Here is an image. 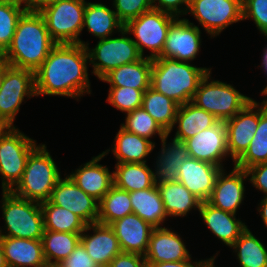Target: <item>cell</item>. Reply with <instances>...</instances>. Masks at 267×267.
<instances>
[{
	"label": "cell",
	"mask_w": 267,
	"mask_h": 267,
	"mask_svg": "<svg viewBox=\"0 0 267 267\" xmlns=\"http://www.w3.org/2000/svg\"><path fill=\"white\" fill-rule=\"evenodd\" d=\"M89 55L81 44H56L34 72L36 97L61 96L80 101L92 94Z\"/></svg>",
	"instance_id": "cell-1"
},
{
	"label": "cell",
	"mask_w": 267,
	"mask_h": 267,
	"mask_svg": "<svg viewBox=\"0 0 267 267\" xmlns=\"http://www.w3.org/2000/svg\"><path fill=\"white\" fill-rule=\"evenodd\" d=\"M56 44L43 16L26 10L17 22L10 46L1 56L11 67L35 72Z\"/></svg>",
	"instance_id": "cell-2"
},
{
	"label": "cell",
	"mask_w": 267,
	"mask_h": 267,
	"mask_svg": "<svg viewBox=\"0 0 267 267\" xmlns=\"http://www.w3.org/2000/svg\"><path fill=\"white\" fill-rule=\"evenodd\" d=\"M212 69L173 58H155L152 59L151 88L183 105L192 101L199 83Z\"/></svg>",
	"instance_id": "cell-3"
},
{
	"label": "cell",
	"mask_w": 267,
	"mask_h": 267,
	"mask_svg": "<svg viewBox=\"0 0 267 267\" xmlns=\"http://www.w3.org/2000/svg\"><path fill=\"white\" fill-rule=\"evenodd\" d=\"M46 144H39L29 155L21 181L12 192L21 198L42 203L51 198L62 177Z\"/></svg>",
	"instance_id": "cell-4"
},
{
	"label": "cell",
	"mask_w": 267,
	"mask_h": 267,
	"mask_svg": "<svg viewBox=\"0 0 267 267\" xmlns=\"http://www.w3.org/2000/svg\"><path fill=\"white\" fill-rule=\"evenodd\" d=\"M0 204L4 221L0 236L42 239L44 222L39 202L18 197L12 191H2Z\"/></svg>",
	"instance_id": "cell-5"
},
{
	"label": "cell",
	"mask_w": 267,
	"mask_h": 267,
	"mask_svg": "<svg viewBox=\"0 0 267 267\" xmlns=\"http://www.w3.org/2000/svg\"><path fill=\"white\" fill-rule=\"evenodd\" d=\"M212 71L199 83L192 103L218 120L225 121L242 110L253 98L238 91L233 84L212 79Z\"/></svg>",
	"instance_id": "cell-6"
},
{
	"label": "cell",
	"mask_w": 267,
	"mask_h": 267,
	"mask_svg": "<svg viewBox=\"0 0 267 267\" xmlns=\"http://www.w3.org/2000/svg\"><path fill=\"white\" fill-rule=\"evenodd\" d=\"M36 140L16 126H8L0 135L1 190L12 191L21 181L27 159L38 146Z\"/></svg>",
	"instance_id": "cell-7"
},
{
	"label": "cell",
	"mask_w": 267,
	"mask_h": 267,
	"mask_svg": "<svg viewBox=\"0 0 267 267\" xmlns=\"http://www.w3.org/2000/svg\"><path fill=\"white\" fill-rule=\"evenodd\" d=\"M86 3L87 0H60L39 11L51 38L57 44L90 45L89 41L80 38Z\"/></svg>",
	"instance_id": "cell-8"
},
{
	"label": "cell",
	"mask_w": 267,
	"mask_h": 267,
	"mask_svg": "<svg viewBox=\"0 0 267 267\" xmlns=\"http://www.w3.org/2000/svg\"><path fill=\"white\" fill-rule=\"evenodd\" d=\"M123 28L118 36L98 40L94 47L86 46L92 74L101 80L119 66L138 61L142 58L137 45Z\"/></svg>",
	"instance_id": "cell-9"
},
{
	"label": "cell",
	"mask_w": 267,
	"mask_h": 267,
	"mask_svg": "<svg viewBox=\"0 0 267 267\" xmlns=\"http://www.w3.org/2000/svg\"><path fill=\"white\" fill-rule=\"evenodd\" d=\"M176 19L171 14L151 9L128 21L124 29L133 35L142 57L155 59L161 56L169 27ZM145 48L150 51L149 54L144 53Z\"/></svg>",
	"instance_id": "cell-10"
},
{
	"label": "cell",
	"mask_w": 267,
	"mask_h": 267,
	"mask_svg": "<svg viewBox=\"0 0 267 267\" xmlns=\"http://www.w3.org/2000/svg\"><path fill=\"white\" fill-rule=\"evenodd\" d=\"M187 14L210 38H216L230 25L242 21V0H190Z\"/></svg>",
	"instance_id": "cell-11"
},
{
	"label": "cell",
	"mask_w": 267,
	"mask_h": 267,
	"mask_svg": "<svg viewBox=\"0 0 267 267\" xmlns=\"http://www.w3.org/2000/svg\"><path fill=\"white\" fill-rule=\"evenodd\" d=\"M26 97L28 100L36 97L34 72L10 66L0 88V121L15 126L14 121L20 106L27 101Z\"/></svg>",
	"instance_id": "cell-12"
},
{
	"label": "cell",
	"mask_w": 267,
	"mask_h": 267,
	"mask_svg": "<svg viewBox=\"0 0 267 267\" xmlns=\"http://www.w3.org/2000/svg\"><path fill=\"white\" fill-rule=\"evenodd\" d=\"M201 34L198 25L185 17L177 18L169 27L162 54L158 58L192 63L201 51Z\"/></svg>",
	"instance_id": "cell-13"
},
{
	"label": "cell",
	"mask_w": 267,
	"mask_h": 267,
	"mask_svg": "<svg viewBox=\"0 0 267 267\" xmlns=\"http://www.w3.org/2000/svg\"><path fill=\"white\" fill-rule=\"evenodd\" d=\"M190 158L205 161L222 169L229 156L227 148V130L224 121H219L211 128L200 131L185 142Z\"/></svg>",
	"instance_id": "cell-14"
},
{
	"label": "cell",
	"mask_w": 267,
	"mask_h": 267,
	"mask_svg": "<svg viewBox=\"0 0 267 267\" xmlns=\"http://www.w3.org/2000/svg\"><path fill=\"white\" fill-rule=\"evenodd\" d=\"M224 122L227 130V148L233 166L248 149L256 132L259 124V102L253 99Z\"/></svg>",
	"instance_id": "cell-15"
},
{
	"label": "cell",
	"mask_w": 267,
	"mask_h": 267,
	"mask_svg": "<svg viewBox=\"0 0 267 267\" xmlns=\"http://www.w3.org/2000/svg\"><path fill=\"white\" fill-rule=\"evenodd\" d=\"M247 181L249 178L244 169L237 168L235 165L229 170V173L225 168L221 169L217 175L212 195L207 202L215 208L237 214L246 197L245 182Z\"/></svg>",
	"instance_id": "cell-16"
},
{
	"label": "cell",
	"mask_w": 267,
	"mask_h": 267,
	"mask_svg": "<svg viewBox=\"0 0 267 267\" xmlns=\"http://www.w3.org/2000/svg\"><path fill=\"white\" fill-rule=\"evenodd\" d=\"M50 201L78 215L86 224L97 222L99 202L79 188L66 172L56 183Z\"/></svg>",
	"instance_id": "cell-17"
},
{
	"label": "cell",
	"mask_w": 267,
	"mask_h": 267,
	"mask_svg": "<svg viewBox=\"0 0 267 267\" xmlns=\"http://www.w3.org/2000/svg\"><path fill=\"white\" fill-rule=\"evenodd\" d=\"M184 241L181 234L172 230L171 227L154 228L144 258L147 263L187 260L192 254Z\"/></svg>",
	"instance_id": "cell-18"
},
{
	"label": "cell",
	"mask_w": 267,
	"mask_h": 267,
	"mask_svg": "<svg viewBox=\"0 0 267 267\" xmlns=\"http://www.w3.org/2000/svg\"><path fill=\"white\" fill-rule=\"evenodd\" d=\"M81 243L100 267H107L111 260L122 252L112 227L99 222L85 226L81 233Z\"/></svg>",
	"instance_id": "cell-19"
},
{
	"label": "cell",
	"mask_w": 267,
	"mask_h": 267,
	"mask_svg": "<svg viewBox=\"0 0 267 267\" xmlns=\"http://www.w3.org/2000/svg\"><path fill=\"white\" fill-rule=\"evenodd\" d=\"M103 158L105 156L99 153L67 174L79 188L98 202L114 185L113 171L99 163Z\"/></svg>",
	"instance_id": "cell-20"
},
{
	"label": "cell",
	"mask_w": 267,
	"mask_h": 267,
	"mask_svg": "<svg viewBox=\"0 0 267 267\" xmlns=\"http://www.w3.org/2000/svg\"><path fill=\"white\" fill-rule=\"evenodd\" d=\"M221 167L211 163L188 158L180 167L178 182L182 183L202 202L212 195L214 184Z\"/></svg>",
	"instance_id": "cell-21"
},
{
	"label": "cell",
	"mask_w": 267,
	"mask_h": 267,
	"mask_svg": "<svg viewBox=\"0 0 267 267\" xmlns=\"http://www.w3.org/2000/svg\"><path fill=\"white\" fill-rule=\"evenodd\" d=\"M122 252L145 255L154 227L137 214H129L110 224Z\"/></svg>",
	"instance_id": "cell-22"
},
{
	"label": "cell",
	"mask_w": 267,
	"mask_h": 267,
	"mask_svg": "<svg viewBox=\"0 0 267 267\" xmlns=\"http://www.w3.org/2000/svg\"><path fill=\"white\" fill-rule=\"evenodd\" d=\"M199 215L205 227L228 248L248 227L245 221L243 222L239 217L236 218L237 214L215 208L207 201L201 203Z\"/></svg>",
	"instance_id": "cell-23"
},
{
	"label": "cell",
	"mask_w": 267,
	"mask_h": 267,
	"mask_svg": "<svg viewBox=\"0 0 267 267\" xmlns=\"http://www.w3.org/2000/svg\"><path fill=\"white\" fill-rule=\"evenodd\" d=\"M166 134L160 141L161 148L158 155H155L154 161L155 185H161L168 182H177L179 167L189 158L186 145L183 141L170 138ZM169 141V142H168Z\"/></svg>",
	"instance_id": "cell-24"
},
{
	"label": "cell",
	"mask_w": 267,
	"mask_h": 267,
	"mask_svg": "<svg viewBox=\"0 0 267 267\" xmlns=\"http://www.w3.org/2000/svg\"><path fill=\"white\" fill-rule=\"evenodd\" d=\"M156 144L151 140L126 131L121 126L114 137L111 149L101 152L107 156L110 152L119 163H146V157L154 151Z\"/></svg>",
	"instance_id": "cell-25"
},
{
	"label": "cell",
	"mask_w": 267,
	"mask_h": 267,
	"mask_svg": "<svg viewBox=\"0 0 267 267\" xmlns=\"http://www.w3.org/2000/svg\"><path fill=\"white\" fill-rule=\"evenodd\" d=\"M8 267H38L45 262L42 241L0 236Z\"/></svg>",
	"instance_id": "cell-26"
},
{
	"label": "cell",
	"mask_w": 267,
	"mask_h": 267,
	"mask_svg": "<svg viewBox=\"0 0 267 267\" xmlns=\"http://www.w3.org/2000/svg\"><path fill=\"white\" fill-rule=\"evenodd\" d=\"M112 7L105 3L88 2L85 6L83 30L102 40L119 33L124 24L118 19Z\"/></svg>",
	"instance_id": "cell-27"
},
{
	"label": "cell",
	"mask_w": 267,
	"mask_h": 267,
	"mask_svg": "<svg viewBox=\"0 0 267 267\" xmlns=\"http://www.w3.org/2000/svg\"><path fill=\"white\" fill-rule=\"evenodd\" d=\"M152 59L142 57L138 61L127 63L106 74L100 81L109 87H129L147 90L151 87Z\"/></svg>",
	"instance_id": "cell-28"
},
{
	"label": "cell",
	"mask_w": 267,
	"mask_h": 267,
	"mask_svg": "<svg viewBox=\"0 0 267 267\" xmlns=\"http://www.w3.org/2000/svg\"><path fill=\"white\" fill-rule=\"evenodd\" d=\"M219 121L206 110L192 102H187L178 106L173 126V129L176 127V132L173 138L185 142L200 131L213 127Z\"/></svg>",
	"instance_id": "cell-29"
},
{
	"label": "cell",
	"mask_w": 267,
	"mask_h": 267,
	"mask_svg": "<svg viewBox=\"0 0 267 267\" xmlns=\"http://www.w3.org/2000/svg\"><path fill=\"white\" fill-rule=\"evenodd\" d=\"M169 218L187 217L200 209L202 201L193 195L182 183L168 182L157 186Z\"/></svg>",
	"instance_id": "cell-30"
},
{
	"label": "cell",
	"mask_w": 267,
	"mask_h": 267,
	"mask_svg": "<svg viewBox=\"0 0 267 267\" xmlns=\"http://www.w3.org/2000/svg\"><path fill=\"white\" fill-rule=\"evenodd\" d=\"M130 200L133 213L154 228L165 227V221L169 218L166 214L157 185L144 190L130 192Z\"/></svg>",
	"instance_id": "cell-31"
},
{
	"label": "cell",
	"mask_w": 267,
	"mask_h": 267,
	"mask_svg": "<svg viewBox=\"0 0 267 267\" xmlns=\"http://www.w3.org/2000/svg\"><path fill=\"white\" fill-rule=\"evenodd\" d=\"M113 171L114 185L134 192L155 186L154 168L146 163H119Z\"/></svg>",
	"instance_id": "cell-32"
},
{
	"label": "cell",
	"mask_w": 267,
	"mask_h": 267,
	"mask_svg": "<svg viewBox=\"0 0 267 267\" xmlns=\"http://www.w3.org/2000/svg\"><path fill=\"white\" fill-rule=\"evenodd\" d=\"M230 249L240 267H267V246L248 227Z\"/></svg>",
	"instance_id": "cell-33"
},
{
	"label": "cell",
	"mask_w": 267,
	"mask_h": 267,
	"mask_svg": "<svg viewBox=\"0 0 267 267\" xmlns=\"http://www.w3.org/2000/svg\"><path fill=\"white\" fill-rule=\"evenodd\" d=\"M178 104L151 87L143 93L142 107L169 135L173 132Z\"/></svg>",
	"instance_id": "cell-34"
},
{
	"label": "cell",
	"mask_w": 267,
	"mask_h": 267,
	"mask_svg": "<svg viewBox=\"0 0 267 267\" xmlns=\"http://www.w3.org/2000/svg\"><path fill=\"white\" fill-rule=\"evenodd\" d=\"M41 204L44 230L57 232L82 233L87 225L70 210L53 204L50 200Z\"/></svg>",
	"instance_id": "cell-35"
},
{
	"label": "cell",
	"mask_w": 267,
	"mask_h": 267,
	"mask_svg": "<svg viewBox=\"0 0 267 267\" xmlns=\"http://www.w3.org/2000/svg\"><path fill=\"white\" fill-rule=\"evenodd\" d=\"M267 162V107L259 103V124L248 149L234 163L237 168H248Z\"/></svg>",
	"instance_id": "cell-36"
},
{
	"label": "cell",
	"mask_w": 267,
	"mask_h": 267,
	"mask_svg": "<svg viewBox=\"0 0 267 267\" xmlns=\"http://www.w3.org/2000/svg\"><path fill=\"white\" fill-rule=\"evenodd\" d=\"M132 213L130 192L113 185L99 201L97 222L110 225L115 220Z\"/></svg>",
	"instance_id": "cell-37"
},
{
	"label": "cell",
	"mask_w": 267,
	"mask_h": 267,
	"mask_svg": "<svg viewBox=\"0 0 267 267\" xmlns=\"http://www.w3.org/2000/svg\"><path fill=\"white\" fill-rule=\"evenodd\" d=\"M41 241L45 260L60 263L81 242V233L44 230Z\"/></svg>",
	"instance_id": "cell-38"
},
{
	"label": "cell",
	"mask_w": 267,
	"mask_h": 267,
	"mask_svg": "<svg viewBox=\"0 0 267 267\" xmlns=\"http://www.w3.org/2000/svg\"><path fill=\"white\" fill-rule=\"evenodd\" d=\"M124 115H126L125 122L120 125L122 128L128 132L147 138L154 144L155 142L152 138L158 136L161 140L167 134L143 107L136 108Z\"/></svg>",
	"instance_id": "cell-39"
},
{
	"label": "cell",
	"mask_w": 267,
	"mask_h": 267,
	"mask_svg": "<svg viewBox=\"0 0 267 267\" xmlns=\"http://www.w3.org/2000/svg\"><path fill=\"white\" fill-rule=\"evenodd\" d=\"M26 10L17 3L0 1V55L10 46L17 22Z\"/></svg>",
	"instance_id": "cell-40"
},
{
	"label": "cell",
	"mask_w": 267,
	"mask_h": 267,
	"mask_svg": "<svg viewBox=\"0 0 267 267\" xmlns=\"http://www.w3.org/2000/svg\"><path fill=\"white\" fill-rule=\"evenodd\" d=\"M145 91L129 87H109L106 102L126 114L142 107Z\"/></svg>",
	"instance_id": "cell-41"
},
{
	"label": "cell",
	"mask_w": 267,
	"mask_h": 267,
	"mask_svg": "<svg viewBox=\"0 0 267 267\" xmlns=\"http://www.w3.org/2000/svg\"><path fill=\"white\" fill-rule=\"evenodd\" d=\"M111 5L118 19L124 25L142 13L153 9L152 0H112Z\"/></svg>",
	"instance_id": "cell-42"
},
{
	"label": "cell",
	"mask_w": 267,
	"mask_h": 267,
	"mask_svg": "<svg viewBox=\"0 0 267 267\" xmlns=\"http://www.w3.org/2000/svg\"><path fill=\"white\" fill-rule=\"evenodd\" d=\"M249 19L267 36V0H242V21Z\"/></svg>",
	"instance_id": "cell-43"
},
{
	"label": "cell",
	"mask_w": 267,
	"mask_h": 267,
	"mask_svg": "<svg viewBox=\"0 0 267 267\" xmlns=\"http://www.w3.org/2000/svg\"><path fill=\"white\" fill-rule=\"evenodd\" d=\"M60 267H100L87 253L80 242L74 251L60 263Z\"/></svg>",
	"instance_id": "cell-44"
},
{
	"label": "cell",
	"mask_w": 267,
	"mask_h": 267,
	"mask_svg": "<svg viewBox=\"0 0 267 267\" xmlns=\"http://www.w3.org/2000/svg\"><path fill=\"white\" fill-rule=\"evenodd\" d=\"M190 0H152L153 9L171 14L177 18L187 15Z\"/></svg>",
	"instance_id": "cell-45"
},
{
	"label": "cell",
	"mask_w": 267,
	"mask_h": 267,
	"mask_svg": "<svg viewBox=\"0 0 267 267\" xmlns=\"http://www.w3.org/2000/svg\"><path fill=\"white\" fill-rule=\"evenodd\" d=\"M249 183L256 190L267 196V162L254 165L246 170Z\"/></svg>",
	"instance_id": "cell-46"
},
{
	"label": "cell",
	"mask_w": 267,
	"mask_h": 267,
	"mask_svg": "<svg viewBox=\"0 0 267 267\" xmlns=\"http://www.w3.org/2000/svg\"><path fill=\"white\" fill-rule=\"evenodd\" d=\"M107 267H148L143 255L121 252L115 256Z\"/></svg>",
	"instance_id": "cell-47"
},
{
	"label": "cell",
	"mask_w": 267,
	"mask_h": 267,
	"mask_svg": "<svg viewBox=\"0 0 267 267\" xmlns=\"http://www.w3.org/2000/svg\"><path fill=\"white\" fill-rule=\"evenodd\" d=\"M216 254L210 256V258L192 260V256L183 261L175 262H159V263H147L148 267H213L215 260L218 257L219 251H216Z\"/></svg>",
	"instance_id": "cell-48"
},
{
	"label": "cell",
	"mask_w": 267,
	"mask_h": 267,
	"mask_svg": "<svg viewBox=\"0 0 267 267\" xmlns=\"http://www.w3.org/2000/svg\"><path fill=\"white\" fill-rule=\"evenodd\" d=\"M60 0H28L27 10L33 12H39L43 8Z\"/></svg>",
	"instance_id": "cell-49"
},
{
	"label": "cell",
	"mask_w": 267,
	"mask_h": 267,
	"mask_svg": "<svg viewBox=\"0 0 267 267\" xmlns=\"http://www.w3.org/2000/svg\"><path fill=\"white\" fill-rule=\"evenodd\" d=\"M257 212L261 217L262 223L267 228V196H263L259 204L257 205Z\"/></svg>",
	"instance_id": "cell-50"
},
{
	"label": "cell",
	"mask_w": 267,
	"mask_h": 267,
	"mask_svg": "<svg viewBox=\"0 0 267 267\" xmlns=\"http://www.w3.org/2000/svg\"><path fill=\"white\" fill-rule=\"evenodd\" d=\"M10 67V64L0 55V88L3 84V80L6 75V70Z\"/></svg>",
	"instance_id": "cell-51"
},
{
	"label": "cell",
	"mask_w": 267,
	"mask_h": 267,
	"mask_svg": "<svg viewBox=\"0 0 267 267\" xmlns=\"http://www.w3.org/2000/svg\"><path fill=\"white\" fill-rule=\"evenodd\" d=\"M264 37H266V38H264V39H267V36H264ZM262 54H261V65H259V66H257L258 68L260 67V68H263V70L262 71H264L265 73H264V75L266 74V76H267V44L265 45V47L263 48V50H262ZM267 79V78H266ZM266 83H267V80H266Z\"/></svg>",
	"instance_id": "cell-52"
},
{
	"label": "cell",
	"mask_w": 267,
	"mask_h": 267,
	"mask_svg": "<svg viewBox=\"0 0 267 267\" xmlns=\"http://www.w3.org/2000/svg\"><path fill=\"white\" fill-rule=\"evenodd\" d=\"M0 267H8L1 244H0Z\"/></svg>",
	"instance_id": "cell-53"
},
{
	"label": "cell",
	"mask_w": 267,
	"mask_h": 267,
	"mask_svg": "<svg viewBox=\"0 0 267 267\" xmlns=\"http://www.w3.org/2000/svg\"><path fill=\"white\" fill-rule=\"evenodd\" d=\"M38 267H60V264L59 263H55V262L45 261L42 264H40Z\"/></svg>",
	"instance_id": "cell-54"
},
{
	"label": "cell",
	"mask_w": 267,
	"mask_h": 267,
	"mask_svg": "<svg viewBox=\"0 0 267 267\" xmlns=\"http://www.w3.org/2000/svg\"><path fill=\"white\" fill-rule=\"evenodd\" d=\"M262 94V95H261ZM260 95L261 96H265L264 99L261 100V102L267 107V84L266 86L262 89V91H260Z\"/></svg>",
	"instance_id": "cell-55"
},
{
	"label": "cell",
	"mask_w": 267,
	"mask_h": 267,
	"mask_svg": "<svg viewBox=\"0 0 267 267\" xmlns=\"http://www.w3.org/2000/svg\"><path fill=\"white\" fill-rule=\"evenodd\" d=\"M0 1H8V2L17 3L19 5L26 7V8H27V3H28V0H0Z\"/></svg>",
	"instance_id": "cell-56"
},
{
	"label": "cell",
	"mask_w": 267,
	"mask_h": 267,
	"mask_svg": "<svg viewBox=\"0 0 267 267\" xmlns=\"http://www.w3.org/2000/svg\"><path fill=\"white\" fill-rule=\"evenodd\" d=\"M8 126L0 121V135L3 133V131L7 128Z\"/></svg>",
	"instance_id": "cell-57"
}]
</instances>
